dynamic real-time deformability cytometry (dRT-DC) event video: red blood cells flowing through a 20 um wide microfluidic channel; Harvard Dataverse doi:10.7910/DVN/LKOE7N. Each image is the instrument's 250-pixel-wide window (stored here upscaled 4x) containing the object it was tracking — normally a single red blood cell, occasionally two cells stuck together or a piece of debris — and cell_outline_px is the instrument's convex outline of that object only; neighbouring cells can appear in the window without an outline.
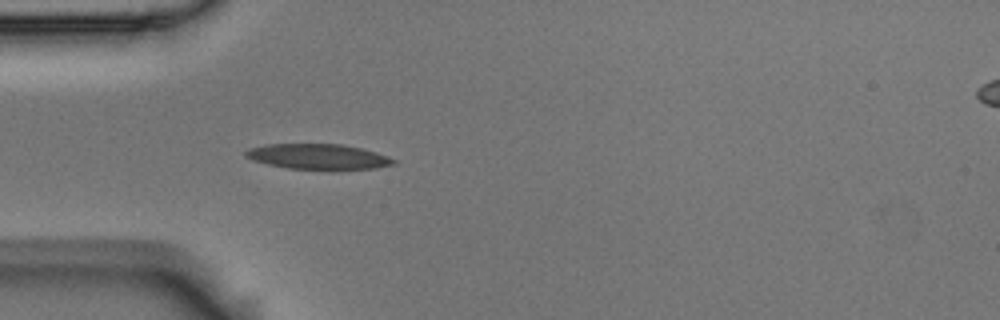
{"species": "Egyptian fruit bat (a non-hibernating species)", "species_latin": "Rousettus aegyptiacus", "temperature_condition": "room temperature", "stored_images_in_passage": 1, "camera_frame_rate_fps": 3000, "um_per_image_px": 0.085, "animal": {"sex": "male"}, "frame": {"image": 1, "passage_image": 1, "time_ms": 0.0, "image_size_px": [1000, 320], "cell_outline_px": [[396, 164], [376, 168], [332, 172], [288, 168], [268, 164], [252, 160], [244, 156], [244, 152], [248, 148], [268, 144], [344, 144], [376, 152], [388, 156], [396, 160]], "centroid_in_image_um": [27.09, 13.35], "position_along_channel_um": 57.9, "area_um2": 22.72}}